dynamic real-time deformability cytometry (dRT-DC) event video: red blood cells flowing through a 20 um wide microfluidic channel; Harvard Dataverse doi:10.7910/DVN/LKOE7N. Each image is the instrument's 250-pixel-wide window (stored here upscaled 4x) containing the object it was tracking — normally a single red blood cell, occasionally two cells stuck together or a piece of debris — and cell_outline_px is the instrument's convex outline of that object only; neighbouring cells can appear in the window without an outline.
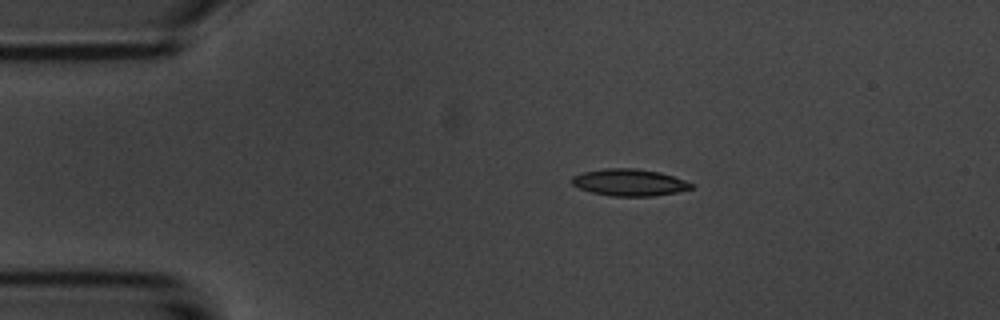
{"species": "common noctule bat (a hibernating species)", "species_latin": "Nyctalus noctula", "temperature_condition": "room temperature", "stored_images_in_passage": 45, "camera_frame_rate_fps": 3000, "um_per_image_px": 0.085, "animal": {"sex": "male", "body_mass_g": 20.1, "forearm_length_mm": 53.5}, "frame": {"image": 1, "passage_image": 1, "time_ms": 0.0, "image_size_px": [1000, 320], "cell_outline_px": [[696, 184], [692, 188], [676, 192], [652, 196], [612, 196], [592, 192], [580, 188], [572, 184], [572, 176], [580, 172], [604, 168], [636, 168], [660, 172]], "centroid_in_image_um": [53.49, 15.49], "position_along_channel_um": 31.5, "area_um2": 18.73}}
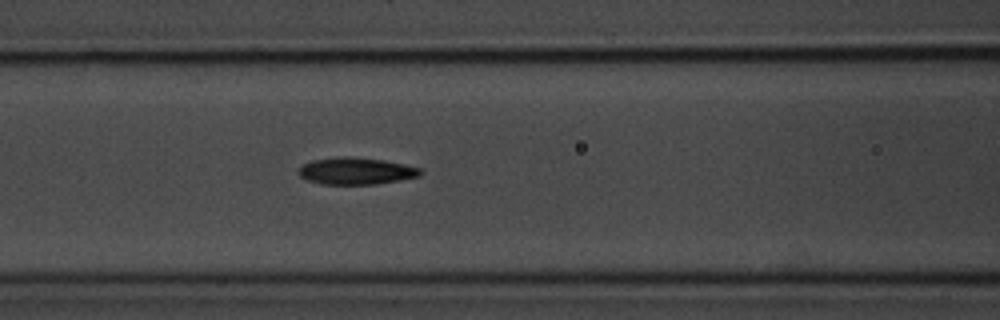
{"frame": {"image": 2, "passage_image": 13, "time_ms": 4.0, "image_size_px": [1000, 320], "cell_outline_px": [[424, 172], [420, 176], [400, 180], [376, 184], [320, 184], [308, 180], [300, 176], [296, 172], [304, 164], [312, 160], [344, 156], [352, 156], [384, 160], [404, 164], [420, 168]], "centroid_in_image_um": [30.28, 14.53], "position_along_channel_um": 136.3, "area_um2": 19.19}}
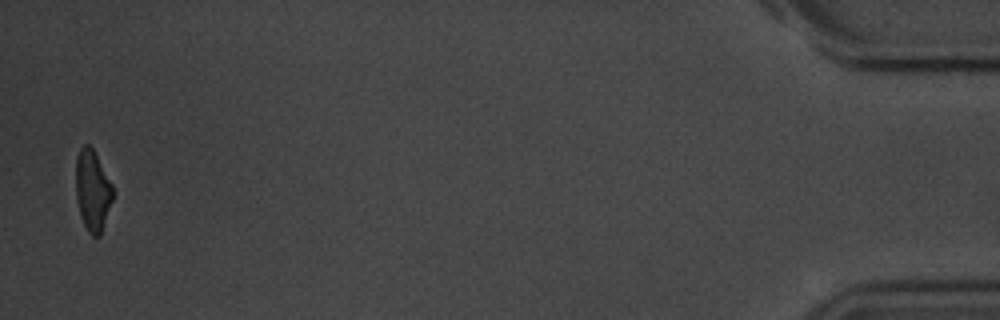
{"frame": {"image": 3, "passage_image": 44, "time_ms": 14.333, "image_size_px": [1000, 320], "cell_outline_px": [[112, 200], [100, 236], [92, 236], [88, 232], [80, 216], [76, 200], [76, 156], [80, 148], [84, 144], [88, 144], [92, 148], [112, 184]], "centroid_in_image_um": [7.84, 16.2], "position_along_channel_um": 427.4, "area_um2": 17.28}, "authors_computed_cell_mechanics": {"area_um2": 18.7272, "velocity_mm_per_s": 3.7077, "shape_relaxation_time_tau1_ms": 4.0236, "shape_relaxation_time_tau2_ms": null, "deformation_change_tau1": 0.1603, "deformation_change_tau2": null}}